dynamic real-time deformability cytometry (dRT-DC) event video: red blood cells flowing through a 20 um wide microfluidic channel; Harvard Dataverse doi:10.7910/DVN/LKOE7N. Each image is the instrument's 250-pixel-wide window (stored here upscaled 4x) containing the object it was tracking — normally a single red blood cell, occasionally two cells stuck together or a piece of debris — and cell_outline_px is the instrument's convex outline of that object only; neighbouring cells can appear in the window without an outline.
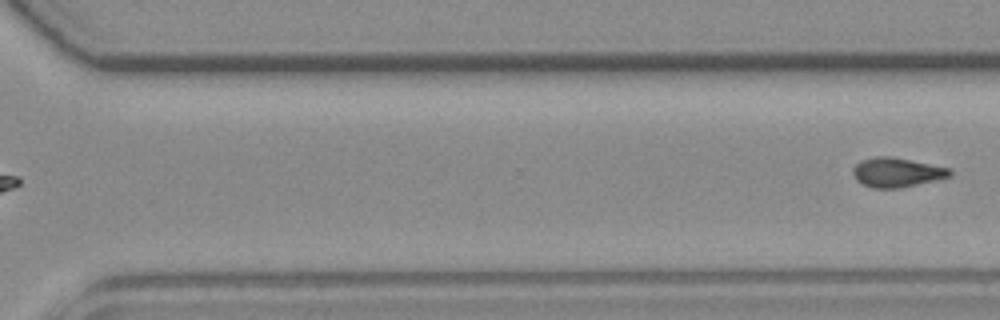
{"species": "common noctule bat (a hibernating species)", "species_latin": "Nyctalus noctula", "temperature_condition": "room temperature", "stored_images_in_passage": 10, "segment_of_instrument_passage": [2, 2], "camera_frame_rate_fps": 3000, "um_per_image_px": 0.085, "animal": {"sex": "female", "body_mass_g": 19.3, "forearm_length_mm": 54.1}, "frame": {"image": 1, "passage_image": 10, "time_ms": 11.333, "image_size_px": [1000, 320], "cell_outline_px": [[952, 176], [936, 180], [896, 188], [872, 188], [856, 180], [852, 172], [852, 168], [860, 160], [876, 156], [892, 156], [952, 168]], "centroid_in_image_um": [76.23, 14.63], "position_along_channel_um": 294.4, "area_um2": 16.7}}